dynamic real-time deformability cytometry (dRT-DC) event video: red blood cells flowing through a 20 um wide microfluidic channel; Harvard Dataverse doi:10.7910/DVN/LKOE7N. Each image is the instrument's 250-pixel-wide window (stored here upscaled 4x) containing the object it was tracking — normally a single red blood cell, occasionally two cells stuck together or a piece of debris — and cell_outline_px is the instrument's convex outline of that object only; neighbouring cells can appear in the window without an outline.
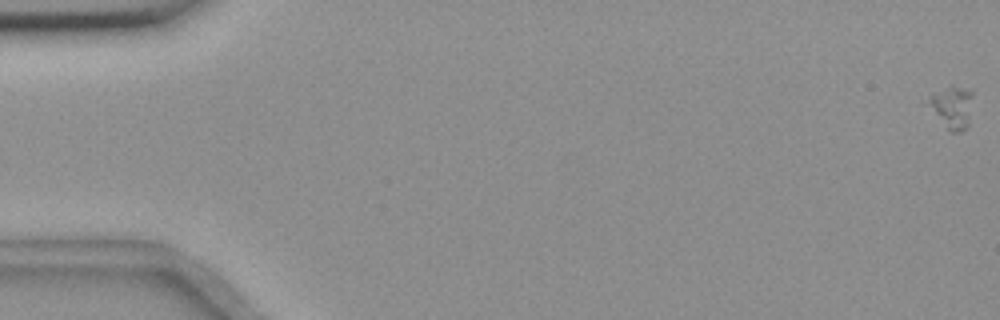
{"species": "common noctule bat (a hibernating species)", "species_latin": "Nyctalus noctula", "temperature_condition": "room temperature", "stored_images_in_passage": 5, "camera_frame_rate_fps": 3000, "um_per_image_px": 0.085, "animal": {"sex": "female", "body_mass_g": 18.4}, "frame": {"image": 1, "passage_image": 1, "time_ms": 0.0, "image_size_px": [1000, 320], "cell_outline_px": [[972, 96], [968, 128], [960, 132], [952, 132], [948, 128], [936, 112], [928, 100], [936, 92], [952, 84], [972, 88]], "centroid_in_image_um": [81.04, 9.05], "position_along_channel_um": 4.0, "area_um2": 10.52}}
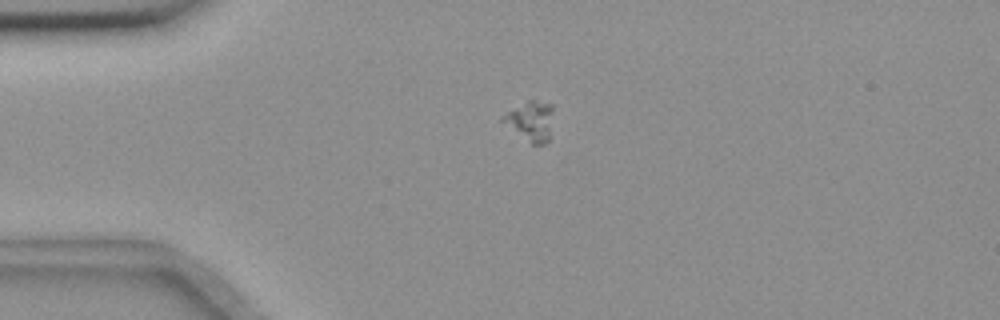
{"frame": {"image": 2, "passage_image": 4, "time_ms": 4.667, "image_size_px": [1000, 320], "cell_outline_px": [[552, 108], [548, 140], [544, 144], [532, 144], [500, 120], [500, 116], [528, 100], [532, 100], [552, 104]], "centroid_in_image_um": [45.08, 10.27], "position_along_channel_um": 39.9, "area_um2": 11.21}}